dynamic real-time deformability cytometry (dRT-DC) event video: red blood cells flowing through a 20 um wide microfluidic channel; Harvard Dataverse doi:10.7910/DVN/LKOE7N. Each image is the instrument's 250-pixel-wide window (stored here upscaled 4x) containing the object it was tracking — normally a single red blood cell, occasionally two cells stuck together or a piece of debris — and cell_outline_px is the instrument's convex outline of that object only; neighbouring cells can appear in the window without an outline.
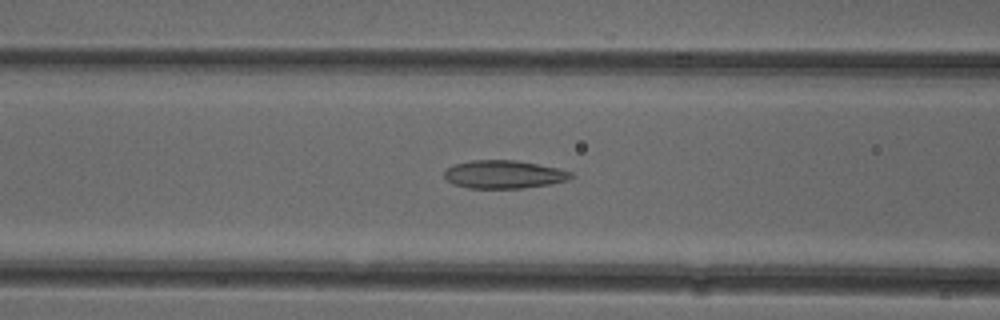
{"species": "common noctule bat (a hibernating species)", "species_latin": "Nyctalus noctula", "temperature_condition": "cold", "stored_images_in_passage": 41, "camera_frame_rate_fps": 3000, "um_per_image_px": 0.085, "animal": {"sex": "female"}, "frame": {"image": 1, "passage_image": 10, "time_ms": 3.0, "image_size_px": [1000, 320], "cell_outline_px": [[576, 176], [568, 180], [552, 184], [524, 188], [468, 188], [456, 184], [448, 180], [444, 176], [444, 172], [448, 168], [456, 164], [472, 160], [516, 160], [560, 168], [572, 172]], "centroid_in_image_um": [42.91, 14.82], "position_along_channel_um": 123.7, "area_um2": 20.81}}
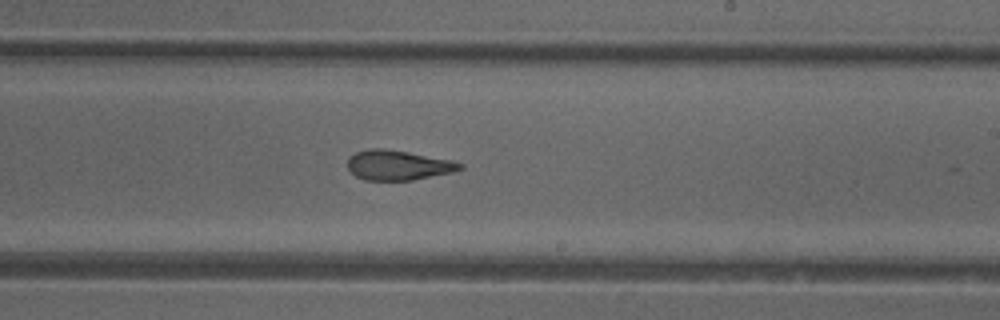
{"frame": {"image": 2, "passage_image": 20, "time_ms": 6.333, "image_size_px": [1000, 320], "cell_outline_px": [[464, 168], [452, 172], [412, 180], [364, 180], [356, 176], [348, 168], [348, 156], [356, 152], [368, 148], [384, 148], [408, 152], [452, 160], [464, 164]], "centroid_in_image_um": [33.83, 14.03], "position_along_channel_um": 255.2, "area_um2": 19.59}}
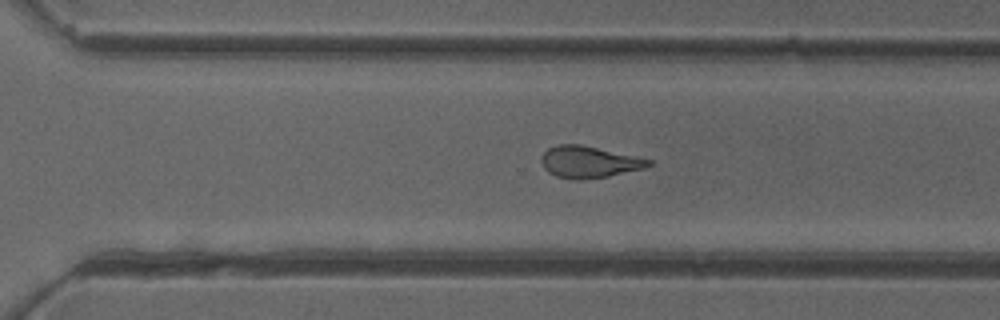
{"frame": {"image": 3, "passage_image": 25, "time_ms": 8.0, "image_size_px": [1000, 320], "cell_outline_px": [[652, 164], [644, 168], [608, 176], [580, 180], [576, 180], [556, 176], [548, 172], [544, 168], [540, 160], [540, 156], [548, 148], [560, 144], [580, 144], [640, 156], [652, 160]], "centroid_in_image_um": [50.07, 13.76], "position_along_channel_um": 320.5, "area_um2": 20.0}, "authors_computed_cell_mechanics": {"area_um2": 20.2878, "velocity_mm_per_s": 3.938, "shape_relaxation_time_tau1_ms": null, "shape_relaxation_time_tau2_ms": 2.3348, "deformation_change_tau1": null, "deformation_change_tau2": 0.1046}}